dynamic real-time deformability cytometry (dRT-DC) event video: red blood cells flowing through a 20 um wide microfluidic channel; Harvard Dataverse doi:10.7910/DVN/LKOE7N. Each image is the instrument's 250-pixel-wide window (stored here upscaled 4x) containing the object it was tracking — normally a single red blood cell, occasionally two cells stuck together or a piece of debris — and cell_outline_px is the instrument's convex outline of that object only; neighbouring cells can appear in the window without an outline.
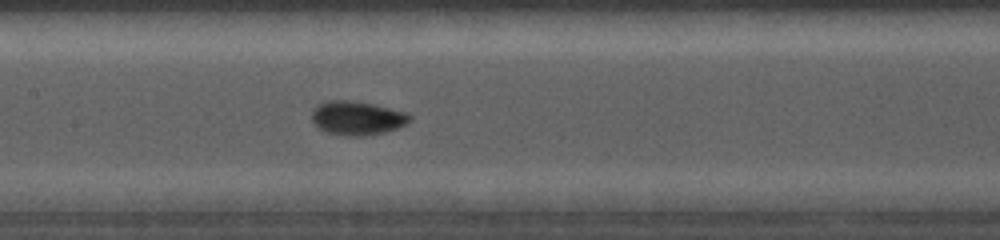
{"species": "common noctule bat (a hibernating species)", "species_latin": "Nyctalus noctula", "temperature_condition": "cold", "stored_images_in_passage": 36, "camera_frame_rate_fps": 5000, "um_per_image_px": 0.085, "animal": {"sex": "female", "body_mass_g": 19.0, "forearm_length_mm": 56.7}, "frame": {"image": 1, "passage_image": 15, "time_ms": 6.2, "image_size_px": [1000, 240], "cell_outline_px": [[412, 116], [404, 124], [396, 128], [384, 132], [360, 136], [344, 136], [328, 132], [320, 128], [312, 120], [312, 112], [316, 104], [328, 100], [352, 100], [372, 104], [408, 112]], "centroid_in_image_um": [30.33, 10.01], "position_along_channel_um": 177.1, "area_um2": 19.19}}
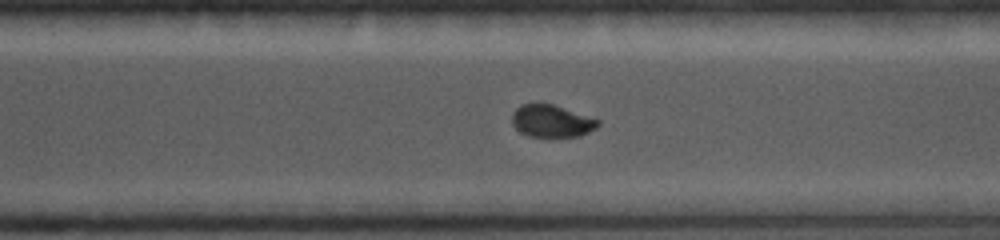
{"frame": {"image": 2, "passage_image": 24, "time_ms": 9.4, "image_size_px": [1000, 240], "cell_outline_px": [[600, 124], [596, 128], [580, 136], [528, 136], [520, 132], [512, 124], [512, 112], [520, 104], [536, 100], [552, 104], [600, 120]], "centroid_in_image_um": [46.83, 10.24], "position_along_channel_um": 323.8, "area_um2": 16.47}}
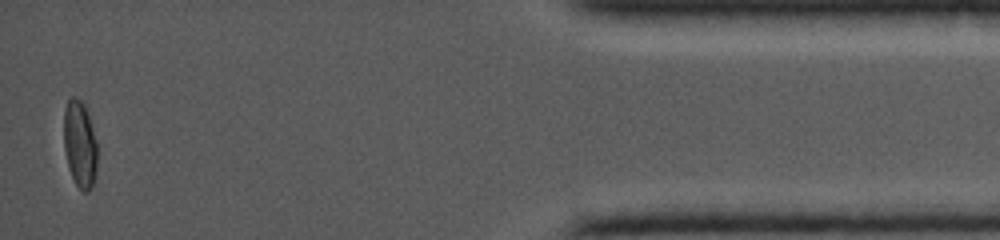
{"frame": {"image": 3, "passage_image": 35, "time_ms": 13.0, "image_size_px": [1000, 240], "cell_outline_px": [[96, 172], [92, 184], [88, 192], [84, 192], [76, 184], [68, 168], [64, 148], [64, 108], [68, 100], [72, 96], [76, 96], [84, 104], [96, 140]], "centroid_in_image_um": [6.77, 12.23], "position_along_channel_um": 428.4, "area_um2": 16.76}}